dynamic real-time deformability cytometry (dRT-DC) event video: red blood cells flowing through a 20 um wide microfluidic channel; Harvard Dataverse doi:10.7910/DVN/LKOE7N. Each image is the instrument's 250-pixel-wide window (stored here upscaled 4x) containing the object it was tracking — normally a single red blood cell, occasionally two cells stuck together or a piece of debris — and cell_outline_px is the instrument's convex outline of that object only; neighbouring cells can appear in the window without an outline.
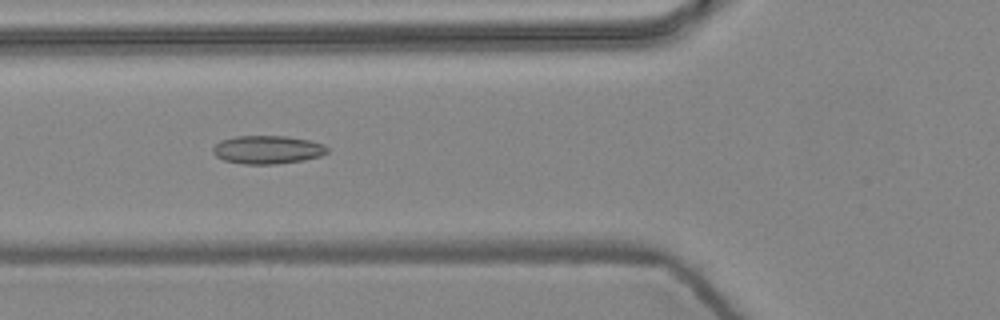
{"species": "common noctule bat (a hibernating species)", "species_latin": "Nyctalus noctula", "temperature_condition": "warm", "stored_images_in_passage": 10, "camera_frame_rate_fps": 3000, "um_per_image_px": 0.085, "animal": {"sex": "female", "body_mass_g": 24.6, "forearm_length_mm": 56.2}, "frame": {"image": 1, "passage_image": 6, "time_ms": 1.667, "image_size_px": [1000, 320], "cell_outline_px": [[328, 152], [320, 156], [304, 160], [276, 164], [244, 164], [224, 160], [216, 156], [212, 152], [212, 148], [220, 140], [236, 136], [288, 136], [312, 140], [324, 144], [328, 148]], "centroid_in_image_um": [22.75, 12.72], "position_along_channel_um": 103.0, "area_um2": 19.02}}
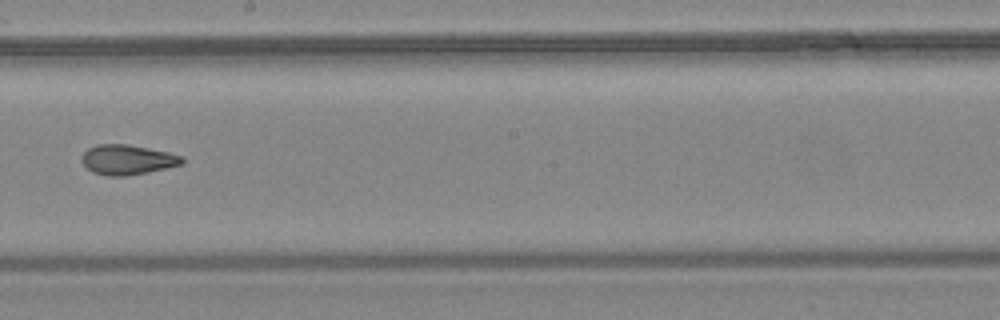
{"frame": {"image": 2, "passage_image": 9, "time_ms": 2.667, "image_size_px": [1000, 320], "cell_outline_px": [[184, 164], [148, 172], [128, 176], [108, 176], [92, 172], [80, 160], [80, 156], [88, 148], [96, 144], [128, 144], [168, 152], [184, 156]], "centroid_in_image_um": [10.83, 13.57], "position_along_channel_um": 237.4, "area_um2": 17.69}}
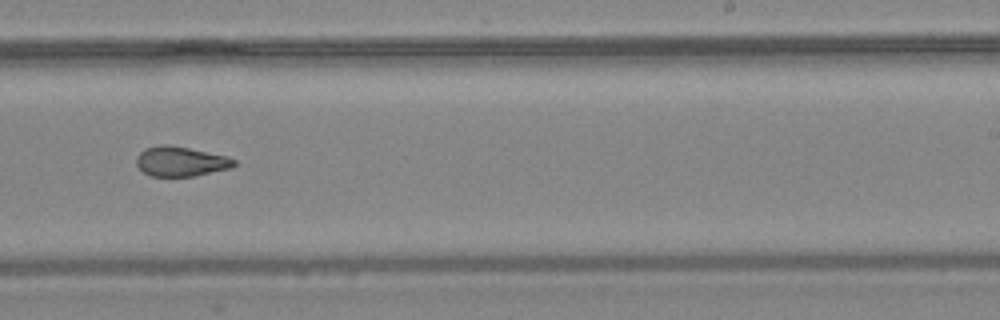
{"frame": {"image": 3, "passage_image": 10, "time_ms": 3.0, "image_size_px": [1000, 320], "cell_outline_px": [[236, 164], [232, 168], [196, 176], [152, 176], [144, 172], [136, 164], [136, 156], [144, 148], [160, 144], [168, 144], [228, 156], [236, 160]], "centroid_in_image_um": [15.37, 13.71], "position_along_channel_um": 273.6, "area_um2": 17.11}}